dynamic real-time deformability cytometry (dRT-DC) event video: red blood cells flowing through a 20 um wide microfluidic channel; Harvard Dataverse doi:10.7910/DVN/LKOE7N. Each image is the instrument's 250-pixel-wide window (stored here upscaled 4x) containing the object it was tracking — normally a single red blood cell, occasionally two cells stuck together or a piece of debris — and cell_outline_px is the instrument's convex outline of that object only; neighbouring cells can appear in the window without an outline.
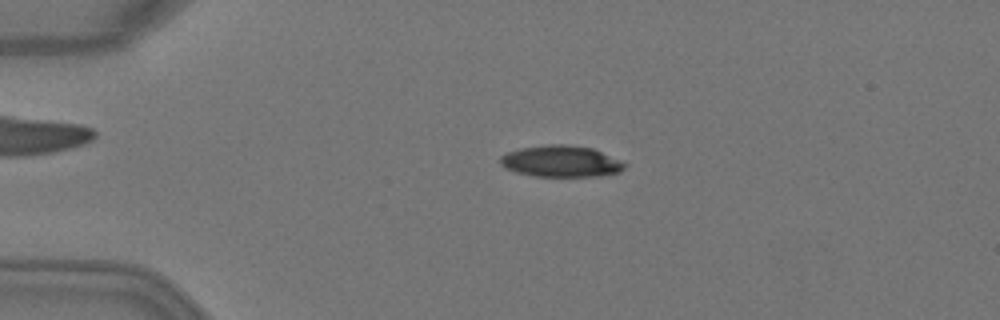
{"species": "Egyptian fruit bat (a non-hibernating species)", "species_latin": "Rousettus aegyptiacus", "temperature_condition": "warm", "stored_images_in_passage": 5, "camera_frame_rate_fps": 3000, "um_per_image_px": 0.085, "animal": {"sex": "female"}, "frame": {"image": 1, "passage_image": 4, "time_ms": 1.0, "image_size_px": [1000, 320], "cell_outline_px": [[628, 164], [620, 172], [600, 176], [532, 176], [516, 172], [500, 164], [500, 156], [508, 152], [520, 148], [548, 144], [568, 144], [592, 148], [620, 160]], "centroid_in_image_um": [47.7, 13.71], "position_along_channel_um": 37.3, "area_um2": 22.77}}